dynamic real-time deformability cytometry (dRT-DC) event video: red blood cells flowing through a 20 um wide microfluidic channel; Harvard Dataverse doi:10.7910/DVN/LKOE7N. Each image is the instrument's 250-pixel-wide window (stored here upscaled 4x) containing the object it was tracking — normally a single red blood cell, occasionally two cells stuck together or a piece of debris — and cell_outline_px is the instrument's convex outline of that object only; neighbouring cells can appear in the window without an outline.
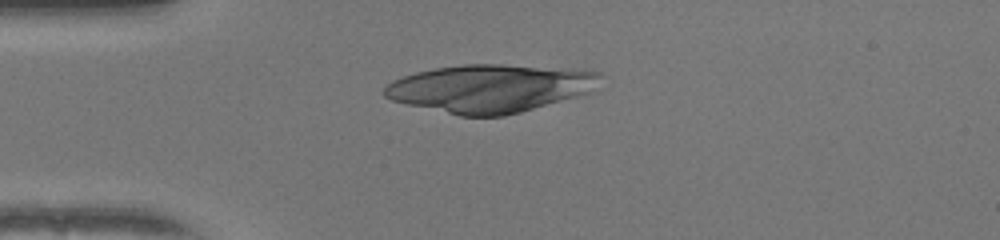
{"species": "human", "species_latin": "Homo sapiens", "temperature_condition": "warm", "stored_images_in_passage": 51, "segment_of_instrument_passage": [1, 2], "camera_frame_rate_fps": 3000, "um_per_image_px": 0.085, "donor": {"sex": "female"}, "frame": {"image": 1, "passage_image": 15, "time_ms": 4.667, "image_size_px": [1000, 240], "cell_outline_px": [[552, 76], [536, 104], [512, 112], [492, 116], [468, 116], [456, 112], [428, 72], [448, 68], [524, 68], [552, 72]], "centroid_in_image_um": [41.73, 7.57], "position_along_channel_um": 43.3, "area_um2": 32.6}}
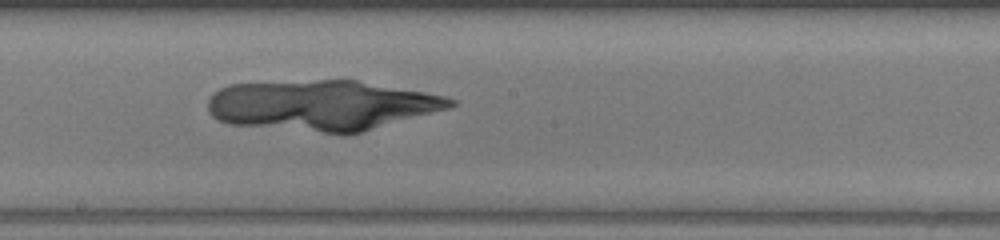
{"frame": {"image": 2, "passage_image": 30, "time_ms": 9.667, "image_size_px": [1000, 240], "cell_outline_px": [[448, 104], [352, 132], [336, 132], [228, 120], [220, 116], [216, 112], [360, 88], [364, 88], [412, 92], [432, 96], [444, 100]], "centroid_in_image_um": [28.69, 9.35], "position_along_channel_um": 219.5, "area_um2": 42.71}}
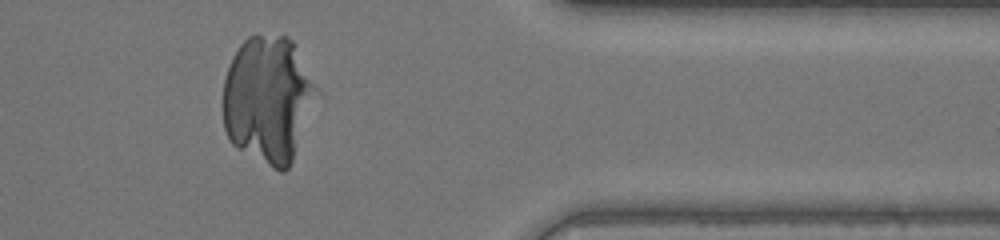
{"frame": {"image": 3, "passage_image": 44, "time_ms": 14.333, "image_size_px": [1000, 240], "cell_outline_px": [[300, 88], [288, 164], [284, 168], [276, 168], [232, 140], [228, 132], [224, 120], [224, 88], [228, 72], [236, 56], [288, 44], [292, 44], [300, 80]], "centroid_in_image_um": [22.39, 8.73], "position_along_channel_um": 389.0, "area_um2": 52.31}}